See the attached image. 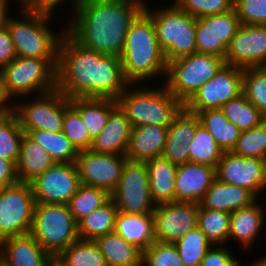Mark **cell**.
Wrapping results in <instances>:
<instances>
[{"mask_svg":"<svg viewBox=\"0 0 266 266\" xmlns=\"http://www.w3.org/2000/svg\"><path fill=\"white\" fill-rule=\"evenodd\" d=\"M4 266H46L52 256L28 233L0 241Z\"/></svg>","mask_w":266,"mask_h":266,"instance_id":"23","label":"cell"},{"mask_svg":"<svg viewBox=\"0 0 266 266\" xmlns=\"http://www.w3.org/2000/svg\"><path fill=\"white\" fill-rule=\"evenodd\" d=\"M126 160L125 155L79 151L76 166L81 183L102 188L111 194L122 176Z\"/></svg>","mask_w":266,"mask_h":266,"instance_id":"18","label":"cell"},{"mask_svg":"<svg viewBox=\"0 0 266 266\" xmlns=\"http://www.w3.org/2000/svg\"><path fill=\"white\" fill-rule=\"evenodd\" d=\"M114 232L144 251L156 241L154 216L153 214H127L118 211Z\"/></svg>","mask_w":266,"mask_h":266,"instance_id":"27","label":"cell"},{"mask_svg":"<svg viewBox=\"0 0 266 266\" xmlns=\"http://www.w3.org/2000/svg\"><path fill=\"white\" fill-rule=\"evenodd\" d=\"M184 266H200L202 259L212 244L197 227L183 235L174 243Z\"/></svg>","mask_w":266,"mask_h":266,"instance_id":"41","label":"cell"},{"mask_svg":"<svg viewBox=\"0 0 266 266\" xmlns=\"http://www.w3.org/2000/svg\"><path fill=\"white\" fill-rule=\"evenodd\" d=\"M224 64L223 58L195 52L169 61L163 84L170 93L185 104Z\"/></svg>","mask_w":266,"mask_h":266,"instance_id":"9","label":"cell"},{"mask_svg":"<svg viewBox=\"0 0 266 266\" xmlns=\"http://www.w3.org/2000/svg\"><path fill=\"white\" fill-rule=\"evenodd\" d=\"M110 198V194L106 190L81 183L67 205L75 221L78 223L81 219L105 204Z\"/></svg>","mask_w":266,"mask_h":266,"instance_id":"38","label":"cell"},{"mask_svg":"<svg viewBox=\"0 0 266 266\" xmlns=\"http://www.w3.org/2000/svg\"><path fill=\"white\" fill-rule=\"evenodd\" d=\"M223 152L209 131L200 124L189 144V162L216 168Z\"/></svg>","mask_w":266,"mask_h":266,"instance_id":"39","label":"cell"},{"mask_svg":"<svg viewBox=\"0 0 266 266\" xmlns=\"http://www.w3.org/2000/svg\"><path fill=\"white\" fill-rule=\"evenodd\" d=\"M16 57L17 54L8 28H0V70Z\"/></svg>","mask_w":266,"mask_h":266,"instance_id":"49","label":"cell"},{"mask_svg":"<svg viewBox=\"0 0 266 266\" xmlns=\"http://www.w3.org/2000/svg\"><path fill=\"white\" fill-rule=\"evenodd\" d=\"M200 124L198 114L183 107L168 127L167 139L161 156L177 166L189 162V144Z\"/></svg>","mask_w":266,"mask_h":266,"instance_id":"21","label":"cell"},{"mask_svg":"<svg viewBox=\"0 0 266 266\" xmlns=\"http://www.w3.org/2000/svg\"><path fill=\"white\" fill-rule=\"evenodd\" d=\"M228 246L212 245L202 259L200 266H227L235 257V253L233 254Z\"/></svg>","mask_w":266,"mask_h":266,"instance_id":"48","label":"cell"},{"mask_svg":"<svg viewBox=\"0 0 266 266\" xmlns=\"http://www.w3.org/2000/svg\"><path fill=\"white\" fill-rule=\"evenodd\" d=\"M230 214L224 211L202 208L199 205L198 228L212 245L228 244Z\"/></svg>","mask_w":266,"mask_h":266,"instance_id":"36","label":"cell"},{"mask_svg":"<svg viewBox=\"0 0 266 266\" xmlns=\"http://www.w3.org/2000/svg\"><path fill=\"white\" fill-rule=\"evenodd\" d=\"M234 9L242 25H266V0H237Z\"/></svg>","mask_w":266,"mask_h":266,"instance_id":"47","label":"cell"},{"mask_svg":"<svg viewBox=\"0 0 266 266\" xmlns=\"http://www.w3.org/2000/svg\"><path fill=\"white\" fill-rule=\"evenodd\" d=\"M25 134L41 145L55 163H76L79 151L63 132L34 130L27 131Z\"/></svg>","mask_w":266,"mask_h":266,"instance_id":"34","label":"cell"},{"mask_svg":"<svg viewBox=\"0 0 266 266\" xmlns=\"http://www.w3.org/2000/svg\"><path fill=\"white\" fill-rule=\"evenodd\" d=\"M227 266H244L243 262L236 256L228 263Z\"/></svg>","mask_w":266,"mask_h":266,"instance_id":"57","label":"cell"},{"mask_svg":"<svg viewBox=\"0 0 266 266\" xmlns=\"http://www.w3.org/2000/svg\"><path fill=\"white\" fill-rule=\"evenodd\" d=\"M259 200H262V198H258L251 205L237 209L230 214L228 242L229 240L231 242L237 241L236 244L239 243L241 249H244V251L249 250L247 253L250 254L252 252V255L254 250H256H252L254 248L252 245L258 244L259 239L262 237L260 234L263 233L265 228L264 223L266 224V208L262 205L263 201H260V203Z\"/></svg>","mask_w":266,"mask_h":266,"instance_id":"20","label":"cell"},{"mask_svg":"<svg viewBox=\"0 0 266 266\" xmlns=\"http://www.w3.org/2000/svg\"><path fill=\"white\" fill-rule=\"evenodd\" d=\"M81 1L82 0H39V9L53 11L57 14V12L60 13L58 9L62 10L68 5L67 9H70V7L73 9ZM62 4H64V8H61L63 7Z\"/></svg>","mask_w":266,"mask_h":266,"instance_id":"52","label":"cell"},{"mask_svg":"<svg viewBox=\"0 0 266 266\" xmlns=\"http://www.w3.org/2000/svg\"><path fill=\"white\" fill-rule=\"evenodd\" d=\"M62 132L70 139L78 151L90 149L92 139L89 131L79 113L72 106L65 111Z\"/></svg>","mask_w":266,"mask_h":266,"instance_id":"45","label":"cell"},{"mask_svg":"<svg viewBox=\"0 0 266 266\" xmlns=\"http://www.w3.org/2000/svg\"><path fill=\"white\" fill-rule=\"evenodd\" d=\"M173 2L195 18L222 14L234 9L233 0H173Z\"/></svg>","mask_w":266,"mask_h":266,"instance_id":"46","label":"cell"},{"mask_svg":"<svg viewBox=\"0 0 266 266\" xmlns=\"http://www.w3.org/2000/svg\"><path fill=\"white\" fill-rule=\"evenodd\" d=\"M17 182L16 165L0 157V188L16 184Z\"/></svg>","mask_w":266,"mask_h":266,"instance_id":"50","label":"cell"},{"mask_svg":"<svg viewBox=\"0 0 266 266\" xmlns=\"http://www.w3.org/2000/svg\"><path fill=\"white\" fill-rule=\"evenodd\" d=\"M57 257L65 266H107L94 240L78 239Z\"/></svg>","mask_w":266,"mask_h":266,"instance_id":"37","label":"cell"},{"mask_svg":"<svg viewBox=\"0 0 266 266\" xmlns=\"http://www.w3.org/2000/svg\"><path fill=\"white\" fill-rule=\"evenodd\" d=\"M30 234L52 257L79 239L68 205L36 203Z\"/></svg>","mask_w":266,"mask_h":266,"instance_id":"8","label":"cell"},{"mask_svg":"<svg viewBox=\"0 0 266 266\" xmlns=\"http://www.w3.org/2000/svg\"><path fill=\"white\" fill-rule=\"evenodd\" d=\"M107 266H142L143 251L115 232L96 238Z\"/></svg>","mask_w":266,"mask_h":266,"instance_id":"31","label":"cell"},{"mask_svg":"<svg viewBox=\"0 0 266 266\" xmlns=\"http://www.w3.org/2000/svg\"><path fill=\"white\" fill-rule=\"evenodd\" d=\"M36 203L67 205L81 180L76 163H54L30 182Z\"/></svg>","mask_w":266,"mask_h":266,"instance_id":"14","label":"cell"},{"mask_svg":"<svg viewBox=\"0 0 266 266\" xmlns=\"http://www.w3.org/2000/svg\"><path fill=\"white\" fill-rule=\"evenodd\" d=\"M58 58L16 57L0 71L14 101L56 89Z\"/></svg>","mask_w":266,"mask_h":266,"instance_id":"7","label":"cell"},{"mask_svg":"<svg viewBox=\"0 0 266 266\" xmlns=\"http://www.w3.org/2000/svg\"><path fill=\"white\" fill-rule=\"evenodd\" d=\"M120 60L130 84L165 80L167 62L158 44L154 23L144 10L130 26Z\"/></svg>","mask_w":266,"mask_h":266,"instance_id":"3","label":"cell"},{"mask_svg":"<svg viewBox=\"0 0 266 266\" xmlns=\"http://www.w3.org/2000/svg\"><path fill=\"white\" fill-rule=\"evenodd\" d=\"M0 266H4L2 259L0 258Z\"/></svg>","mask_w":266,"mask_h":266,"instance_id":"58","label":"cell"},{"mask_svg":"<svg viewBox=\"0 0 266 266\" xmlns=\"http://www.w3.org/2000/svg\"><path fill=\"white\" fill-rule=\"evenodd\" d=\"M231 152L242 157L266 160V121L257 127L241 131Z\"/></svg>","mask_w":266,"mask_h":266,"instance_id":"43","label":"cell"},{"mask_svg":"<svg viewBox=\"0 0 266 266\" xmlns=\"http://www.w3.org/2000/svg\"><path fill=\"white\" fill-rule=\"evenodd\" d=\"M131 131V123L125 112L117 105L110 112L105 127L92 139L89 150L94 153L125 155Z\"/></svg>","mask_w":266,"mask_h":266,"instance_id":"24","label":"cell"},{"mask_svg":"<svg viewBox=\"0 0 266 266\" xmlns=\"http://www.w3.org/2000/svg\"><path fill=\"white\" fill-rule=\"evenodd\" d=\"M117 212L118 209L110 198L105 204L78 222L79 239L95 240L114 232Z\"/></svg>","mask_w":266,"mask_h":266,"instance_id":"33","label":"cell"},{"mask_svg":"<svg viewBox=\"0 0 266 266\" xmlns=\"http://www.w3.org/2000/svg\"><path fill=\"white\" fill-rule=\"evenodd\" d=\"M225 64L242 69L266 67V25H242L228 46Z\"/></svg>","mask_w":266,"mask_h":266,"instance_id":"19","label":"cell"},{"mask_svg":"<svg viewBox=\"0 0 266 266\" xmlns=\"http://www.w3.org/2000/svg\"><path fill=\"white\" fill-rule=\"evenodd\" d=\"M140 1H142L144 4H146L147 2H149V1H146V0H140Z\"/></svg>","mask_w":266,"mask_h":266,"instance_id":"59","label":"cell"},{"mask_svg":"<svg viewBox=\"0 0 266 266\" xmlns=\"http://www.w3.org/2000/svg\"><path fill=\"white\" fill-rule=\"evenodd\" d=\"M150 85V86H149ZM130 84L117 99L132 127L158 125L169 127L184 104L163 83Z\"/></svg>","mask_w":266,"mask_h":266,"instance_id":"5","label":"cell"},{"mask_svg":"<svg viewBox=\"0 0 266 266\" xmlns=\"http://www.w3.org/2000/svg\"><path fill=\"white\" fill-rule=\"evenodd\" d=\"M36 201L30 183L0 188V241L30 233Z\"/></svg>","mask_w":266,"mask_h":266,"instance_id":"11","label":"cell"},{"mask_svg":"<svg viewBox=\"0 0 266 266\" xmlns=\"http://www.w3.org/2000/svg\"><path fill=\"white\" fill-rule=\"evenodd\" d=\"M168 128L158 125L132 127L127 160L146 162L162 155L167 139Z\"/></svg>","mask_w":266,"mask_h":266,"instance_id":"25","label":"cell"},{"mask_svg":"<svg viewBox=\"0 0 266 266\" xmlns=\"http://www.w3.org/2000/svg\"><path fill=\"white\" fill-rule=\"evenodd\" d=\"M142 266H184L174 243L155 241L143 251Z\"/></svg>","mask_w":266,"mask_h":266,"instance_id":"44","label":"cell"},{"mask_svg":"<svg viewBox=\"0 0 266 266\" xmlns=\"http://www.w3.org/2000/svg\"><path fill=\"white\" fill-rule=\"evenodd\" d=\"M220 110L241 131L257 127L266 121L259 109L243 93L229 100Z\"/></svg>","mask_w":266,"mask_h":266,"instance_id":"35","label":"cell"},{"mask_svg":"<svg viewBox=\"0 0 266 266\" xmlns=\"http://www.w3.org/2000/svg\"><path fill=\"white\" fill-rule=\"evenodd\" d=\"M70 106V99L55 89L32 99L30 96L16 100L14 114L24 133L34 130L56 133L63 131L65 111Z\"/></svg>","mask_w":266,"mask_h":266,"instance_id":"10","label":"cell"},{"mask_svg":"<svg viewBox=\"0 0 266 266\" xmlns=\"http://www.w3.org/2000/svg\"><path fill=\"white\" fill-rule=\"evenodd\" d=\"M20 7H33L39 9V0H13ZM19 1V2H18Z\"/></svg>","mask_w":266,"mask_h":266,"instance_id":"54","label":"cell"},{"mask_svg":"<svg viewBox=\"0 0 266 266\" xmlns=\"http://www.w3.org/2000/svg\"><path fill=\"white\" fill-rule=\"evenodd\" d=\"M260 257H255V259L249 263V266H266V254Z\"/></svg>","mask_w":266,"mask_h":266,"instance_id":"55","label":"cell"},{"mask_svg":"<svg viewBox=\"0 0 266 266\" xmlns=\"http://www.w3.org/2000/svg\"><path fill=\"white\" fill-rule=\"evenodd\" d=\"M243 69L224 64L214 77L206 82L184 104L193 113L207 109H220L229 100L242 94Z\"/></svg>","mask_w":266,"mask_h":266,"instance_id":"13","label":"cell"},{"mask_svg":"<svg viewBox=\"0 0 266 266\" xmlns=\"http://www.w3.org/2000/svg\"><path fill=\"white\" fill-rule=\"evenodd\" d=\"M46 266H65L58 257H52Z\"/></svg>","mask_w":266,"mask_h":266,"instance_id":"56","label":"cell"},{"mask_svg":"<svg viewBox=\"0 0 266 266\" xmlns=\"http://www.w3.org/2000/svg\"><path fill=\"white\" fill-rule=\"evenodd\" d=\"M15 101L9 95L3 75L0 71V115L14 113Z\"/></svg>","mask_w":266,"mask_h":266,"instance_id":"51","label":"cell"},{"mask_svg":"<svg viewBox=\"0 0 266 266\" xmlns=\"http://www.w3.org/2000/svg\"><path fill=\"white\" fill-rule=\"evenodd\" d=\"M54 163L55 161L41 145L24 134L16 164L18 182L30 183Z\"/></svg>","mask_w":266,"mask_h":266,"instance_id":"30","label":"cell"},{"mask_svg":"<svg viewBox=\"0 0 266 266\" xmlns=\"http://www.w3.org/2000/svg\"><path fill=\"white\" fill-rule=\"evenodd\" d=\"M199 204L166 202L155 206L154 226L156 241L175 243L183 235L198 227Z\"/></svg>","mask_w":266,"mask_h":266,"instance_id":"17","label":"cell"},{"mask_svg":"<svg viewBox=\"0 0 266 266\" xmlns=\"http://www.w3.org/2000/svg\"><path fill=\"white\" fill-rule=\"evenodd\" d=\"M70 105L79 113L91 139H94L105 127L110 112L118 104L112 98L77 97L70 99Z\"/></svg>","mask_w":266,"mask_h":266,"instance_id":"29","label":"cell"},{"mask_svg":"<svg viewBox=\"0 0 266 266\" xmlns=\"http://www.w3.org/2000/svg\"><path fill=\"white\" fill-rule=\"evenodd\" d=\"M145 4L144 11L151 17L166 62L191 55L196 49V18L180 9L174 2L158 7ZM152 9V10H151Z\"/></svg>","mask_w":266,"mask_h":266,"instance_id":"6","label":"cell"},{"mask_svg":"<svg viewBox=\"0 0 266 266\" xmlns=\"http://www.w3.org/2000/svg\"><path fill=\"white\" fill-rule=\"evenodd\" d=\"M215 179V167L193 162L179 165L176 172L175 202L199 204Z\"/></svg>","mask_w":266,"mask_h":266,"instance_id":"22","label":"cell"},{"mask_svg":"<svg viewBox=\"0 0 266 266\" xmlns=\"http://www.w3.org/2000/svg\"><path fill=\"white\" fill-rule=\"evenodd\" d=\"M144 7L140 0H82L68 9L66 32L90 50L120 57L130 26Z\"/></svg>","mask_w":266,"mask_h":266,"instance_id":"2","label":"cell"},{"mask_svg":"<svg viewBox=\"0 0 266 266\" xmlns=\"http://www.w3.org/2000/svg\"><path fill=\"white\" fill-rule=\"evenodd\" d=\"M24 134L14 113L0 115V157L16 165Z\"/></svg>","mask_w":266,"mask_h":266,"instance_id":"40","label":"cell"},{"mask_svg":"<svg viewBox=\"0 0 266 266\" xmlns=\"http://www.w3.org/2000/svg\"><path fill=\"white\" fill-rule=\"evenodd\" d=\"M152 201L157 205L175 202V183L178 166L163 156L146 161Z\"/></svg>","mask_w":266,"mask_h":266,"instance_id":"28","label":"cell"},{"mask_svg":"<svg viewBox=\"0 0 266 266\" xmlns=\"http://www.w3.org/2000/svg\"><path fill=\"white\" fill-rule=\"evenodd\" d=\"M242 93L266 119V67L243 69Z\"/></svg>","mask_w":266,"mask_h":266,"instance_id":"42","label":"cell"},{"mask_svg":"<svg viewBox=\"0 0 266 266\" xmlns=\"http://www.w3.org/2000/svg\"><path fill=\"white\" fill-rule=\"evenodd\" d=\"M216 178L229 185L244 187L257 198H266V160L223 152L216 167Z\"/></svg>","mask_w":266,"mask_h":266,"instance_id":"15","label":"cell"},{"mask_svg":"<svg viewBox=\"0 0 266 266\" xmlns=\"http://www.w3.org/2000/svg\"><path fill=\"white\" fill-rule=\"evenodd\" d=\"M119 212L127 214H153L146 162L126 160L122 176L110 194Z\"/></svg>","mask_w":266,"mask_h":266,"instance_id":"12","label":"cell"},{"mask_svg":"<svg viewBox=\"0 0 266 266\" xmlns=\"http://www.w3.org/2000/svg\"><path fill=\"white\" fill-rule=\"evenodd\" d=\"M257 199L248 189L223 183L216 178L199 205L202 208L232 213L237 209L251 205Z\"/></svg>","mask_w":266,"mask_h":266,"instance_id":"26","label":"cell"},{"mask_svg":"<svg viewBox=\"0 0 266 266\" xmlns=\"http://www.w3.org/2000/svg\"><path fill=\"white\" fill-rule=\"evenodd\" d=\"M13 2H14L13 0H0V28L6 27L9 17L11 16L13 10H15L14 5H16V7L19 8V6H17V4ZM11 5H13V7H12V12L10 13L9 6Z\"/></svg>","mask_w":266,"mask_h":266,"instance_id":"53","label":"cell"},{"mask_svg":"<svg viewBox=\"0 0 266 266\" xmlns=\"http://www.w3.org/2000/svg\"><path fill=\"white\" fill-rule=\"evenodd\" d=\"M129 85L120 57L90 50L64 33L56 68V89L63 95L117 100Z\"/></svg>","mask_w":266,"mask_h":266,"instance_id":"1","label":"cell"},{"mask_svg":"<svg viewBox=\"0 0 266 266\" xmlns=\"http://www.w3.org/2000/svg\"><path fill=\"white\" fill-rule=\"evenodd\" d=\"M240 26L235 9L222 14L196 18L197 52L212 54L224 59L231 39Z\"/></svg>","mask_w":266,"mask_h":266,"instance_id":"16","label":"cell"},{"mask_svg":"<svg viewBox=\"0 0 266 266\" xmlns=\"http://www.w3.org/2000/svg\"><path fill=\"white\" fill-rule=\"evenodd\" d=\"M201 124L213 136L224 151H231L238 140L241 130L231 123L220 109H207L198 113Z\"/></svg>","mask_w":266,"mask_h":266,"instance_id":"32","label":"cell"},{"mask_svg":"<svg viewBox=\"0 0 266 266\" xmlns=\"http://www.w3.org/2000/svg\"><path fill=\"white\" fill-rule=\"evenodd\" d=\"M19 8L20 13L15 10L16 14L13 13L6 24L17 57L58 58L59 44L66 32V24L56 30L49 22L55 21V12L33 7Z\"/></svg>","mask_w":266,"mask_h":266,"instance_id":"4","label":"cell"}]
</instances>
